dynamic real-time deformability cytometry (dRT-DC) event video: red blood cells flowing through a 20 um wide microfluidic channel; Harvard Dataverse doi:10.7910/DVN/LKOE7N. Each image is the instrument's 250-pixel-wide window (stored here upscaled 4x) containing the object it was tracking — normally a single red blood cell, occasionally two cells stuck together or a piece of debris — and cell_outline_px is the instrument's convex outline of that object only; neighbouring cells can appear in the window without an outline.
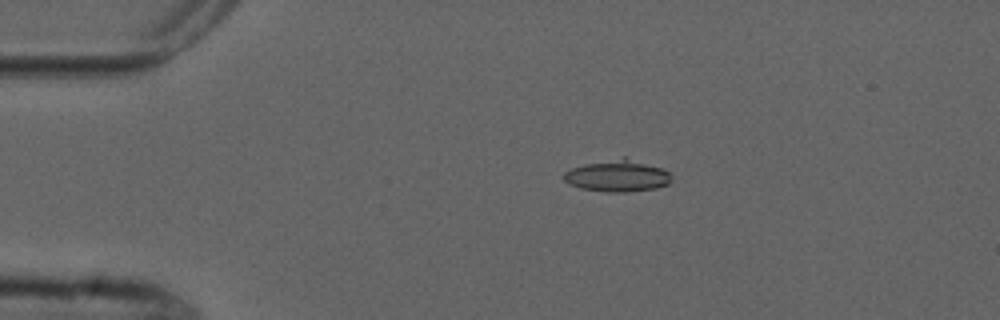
{"species": "common noctule bat (a hibernating species)", "species_latin": "Nyctalus noctula", "temperature_condition": "cold", "stored_images_in_passage": 3, "camera_frame_rate_fps": 3000, "um_per_image_px": 0.085, "animal": {"sex": "male", "forearm_length_mm": 52.5}, "frame": {"image": 1, "passage_image": 1, "time_ms": 0.0, "image_size_px": [1000, 320], "cell_outline_px": [[672, 180], [668, 184], [656, 188], [624, 192], [608, 192], [580, 188], [568, 184], [564, 180], [564, 172], [572, 168], [584, 164], [624, 156], [664, 168], [668, 172]], "centroid_in_image_um": [52.5, 14.93], "position_along_channel_um": 32.5, "area_um2": 20.06}}
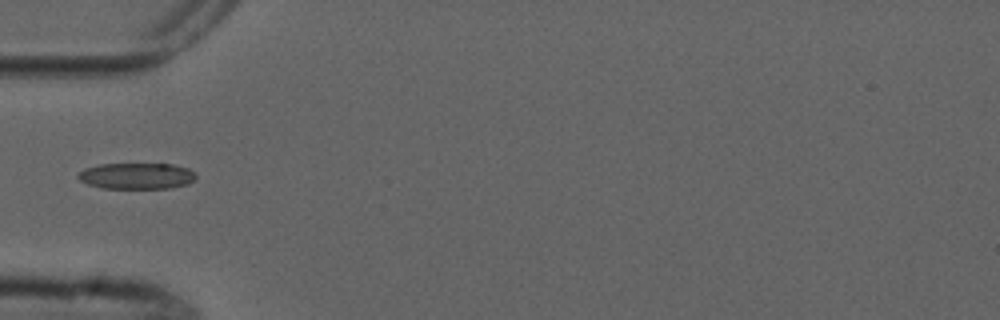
{"frame": {"image": 2, "passage_image": 3, "time_ms": 2.333, "image_size_px": [1000, 320], "cell_outline_px": [[196, 180], [188, 184], [168, 188], [104, 188], [88, 184], [80, 180], [76, 176], [84, 168], [100, 164], [172, 164], [188, 168], [196, 172]], "centroid_in_image_um": [11.65, 14.95], "position_along_channel_um": 73.4, "area_um2": 18.03}}